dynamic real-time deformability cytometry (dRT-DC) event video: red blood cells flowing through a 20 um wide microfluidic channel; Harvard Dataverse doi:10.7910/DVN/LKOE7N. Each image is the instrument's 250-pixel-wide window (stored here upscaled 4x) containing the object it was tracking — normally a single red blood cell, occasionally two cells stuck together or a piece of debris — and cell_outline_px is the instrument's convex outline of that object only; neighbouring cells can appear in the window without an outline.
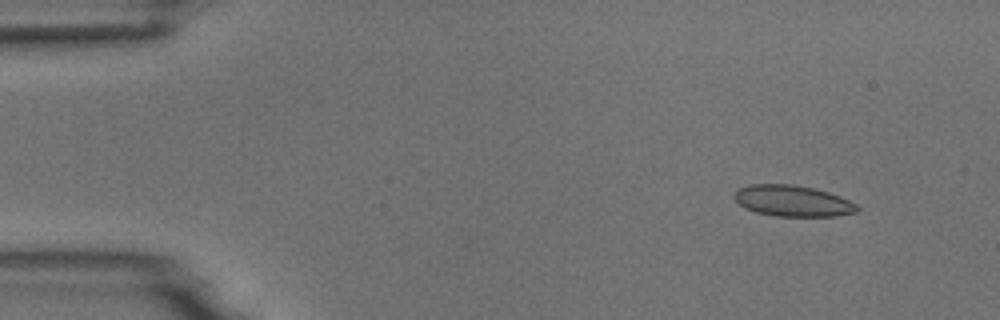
{"species": "common noctule bat (a hibernating species)", "species_latin": "Nyctalus noctula", "temperature_condition": "room temperature", "stored_images_in_passage": 6, "camera_frame_rate_fps": 3000, "um_per_image_px": 0.085, "animal": {"sex": "male", "body_mass_g": 18.8}, "frame": {"image": 1, "passage_image": 2, "time_ms": 1.0, "image_size_px": [1000, 320], "cell_outline_px": [[860, 208], [856, 212], [836, 216], [776, 216], [756, 212], [744, 208], [732, 196], [740, 188], [752, 184], [792, 184], [812, 188], [828, 192], [840, 196], [856, 204]], "centroid_in_image_um": [67.38, 17.08], "position_along_channel_um": 17.6, "area_um2": 22.14}}